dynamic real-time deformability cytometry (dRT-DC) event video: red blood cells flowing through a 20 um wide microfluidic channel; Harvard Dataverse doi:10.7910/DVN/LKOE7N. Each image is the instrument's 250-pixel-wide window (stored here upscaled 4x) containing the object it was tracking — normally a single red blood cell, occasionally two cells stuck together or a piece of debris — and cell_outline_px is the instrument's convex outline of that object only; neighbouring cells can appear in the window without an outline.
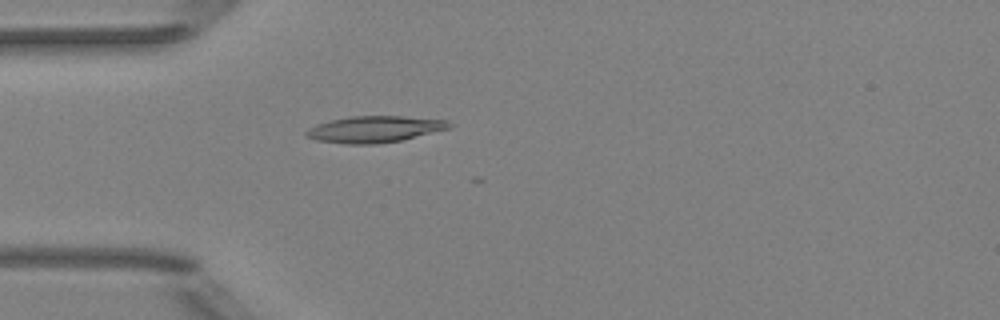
{"species": "Egyptian fruit bat (a non-hibernating species)", "species_latin": "Rousettus aegyptiacus", "temperature_condition": "room temperature", "stored_images_in_passage": 6, "camera_frame_rate_fps": 3000, "um_per_image_px": 0.085, "animal": {"sex": "female"}, "frame": {"image": 1, "passage_image": 1, "time_ms": 0.0, "image_size_px": [1000, 320], "cell_outline_px": [[452, 128], [400, 140], [376, 144], [344, 144], [316, 140], [304, 136], [304, 132], [308, 128], [316, 124], [348, 116], [404, 116], [448, 120], [452, 124]], "centroid_in_image_um": [31.82, 10.98], "position_along_channel_um": 53.2, "area_um2": 22.2}}
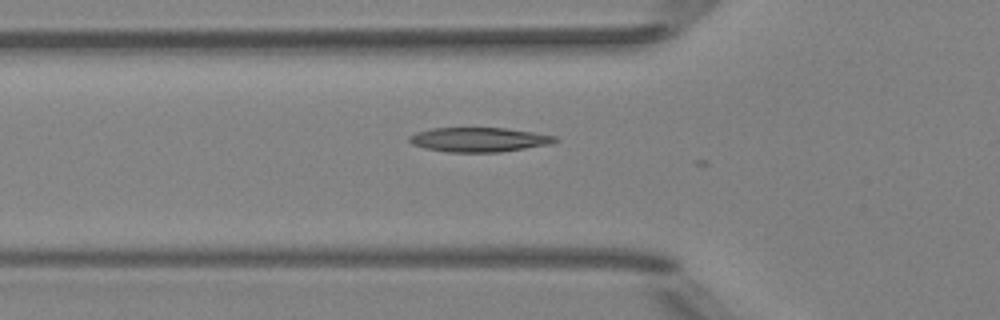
{"frame": {"image": 2, "passage_image": 4, "time_ms": 1.0, "image_size_px": [1000, 320], "cell_outline_px": [[560, 140], [552, 144], [500, 152], [448, 152], [424, 148], [412, 144], [408, 140], [408, 136], [416, 132], [432, 128], [504, 128], [532, 132], [556, 136]], "centroid_in_image_um": [40.71, 11.87], "position_along_channel_um": 85.1, "area_um2": 20.81}}